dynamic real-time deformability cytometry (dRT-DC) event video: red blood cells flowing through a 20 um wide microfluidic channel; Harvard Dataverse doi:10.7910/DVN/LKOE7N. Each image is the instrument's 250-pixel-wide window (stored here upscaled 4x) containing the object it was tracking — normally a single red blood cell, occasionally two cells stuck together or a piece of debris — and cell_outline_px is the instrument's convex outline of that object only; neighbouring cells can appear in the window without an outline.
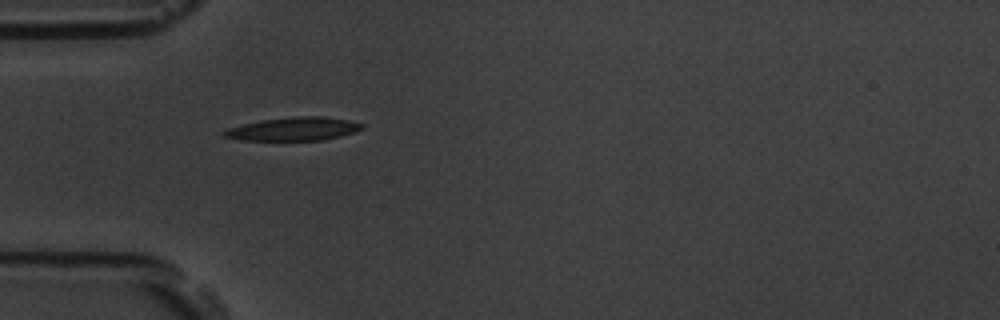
{"species": "common noctule bat (a hibernating species)", "species_latin": "Nyctalus noctula", "temperature_condition": "room temperature", "stored_images_in_passage": 40, "camera_frame_rate_fps": 3000, "um_per_image_px": 0.085, "animal": {"sex": "male", "body_mass_g": 19.5, "forearm_length_mm": 54.6}, "frame": {"image": 1, "passage_image": 1, "time_ms": 0.0, "image_size_px": [1000, 320], "cell_outline_px": [[364, 128], [356, 132], [324, 140], [244, 140], [224, 136], [220, 132], [228, 128], [260, 120], [296, 116], [324, 116], [348, 120], [364, 124]], "centroid_in_image_um": [25.0, 10.95], "position_along_channel_um": 60.0, "area_um2": 18.79}}
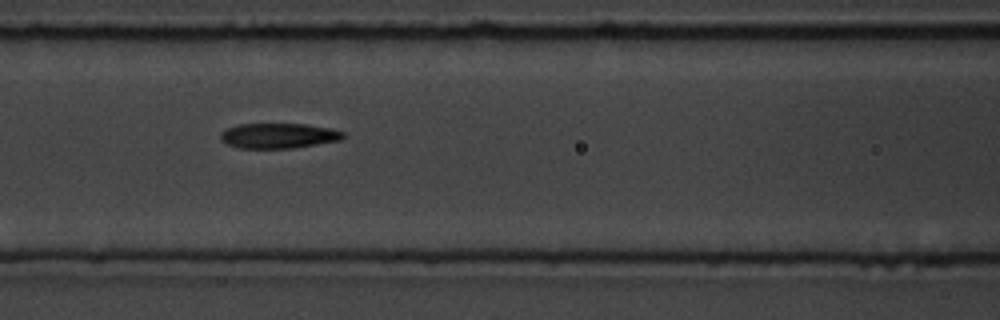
{"frame": {"image": 2, "passage_image": 8, "time_ms": 2.333, "image_size_px": [1000, 320], "cell_outline_px": [[344, 136], [340, 140], [292, 148], [240, 148], [228, 144], [220, 140], [220, 132], [228, 128], [240, 124], [308, 124], [332, 128], [344, 132]], "centroid_in_image_um": [23.68, 11.53], "position_along_channel_um": 142.9, "area_um2": 17.92}}
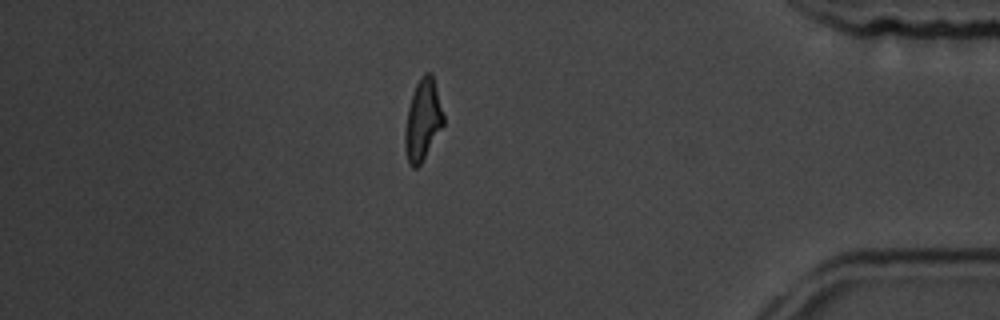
{"frame": {"image": 3, "passage_image": 32, "time_ms": 10.333, "image_size_px": [1000, 320], "cell_outline_px": [[444, 124], [420, 164], [416, 168], [412, 168], [408, 164], [404, 148], [404, 132], [408, 108], [412, 92], [420, 76], [424, 72], [432, 72], [444, 116]], "centroid_in_image_um": [35.91, 10.18], "position_along_channel_um": 399.3, "area_um2": 18.26}, "authors_computed_cell_mechanics": {"area_um2": 18.3515, "velocity_mm_per_s": 3.6642, "shape_relaxation_time_tau1_ms": 5.7558, "shape_relaxation_time_tau2_ms": 2.7516, "deformation_change_tau1": 0.1969, "deformation_change_tau2": 0.1207}}